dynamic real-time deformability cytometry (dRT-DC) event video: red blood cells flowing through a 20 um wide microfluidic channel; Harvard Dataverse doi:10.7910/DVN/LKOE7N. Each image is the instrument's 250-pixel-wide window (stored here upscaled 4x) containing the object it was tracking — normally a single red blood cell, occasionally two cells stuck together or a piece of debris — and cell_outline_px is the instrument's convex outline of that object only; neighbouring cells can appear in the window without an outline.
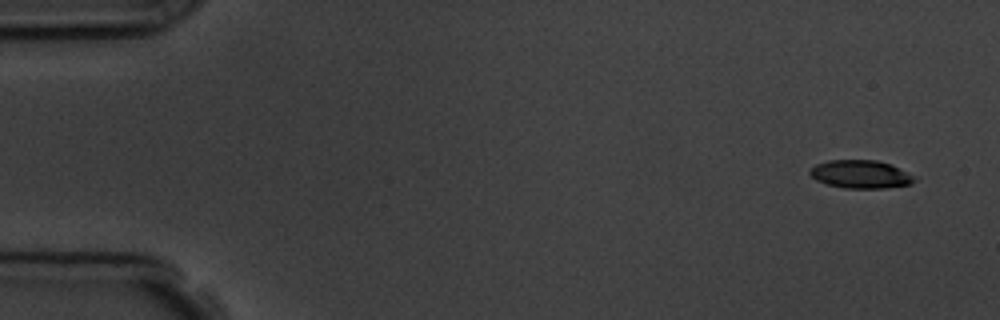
{"species": "common noctule bat (a hibernating species)", "species_latin": "Nyctalus noctula", "temperature_condition": "room temperature", "stored_images_in_passage": 4, "camera_frame_rate_fps": 3000, "um_per_image_px": 0.085, "animal": {"sex": "male", "body_mass_g": 19.5, "forearm_length_mm": 54.6}, "frame": {"image": 1, "passage_image": 1, "time_ms": 0.0, "image_size_px": [1000, 320], "cell_outline_px": [[916, 180], [912, 184], [884, 188], [844, 188], [824, 184], [816, 180], [808, 172], [816, 164], [828, 160], [876, 160], [892, 164], [912, 176]], "centroid_in_image_um": [73.12, 14.81], "position_along_channel_um": 11.9, "area_um2": 17.11}}
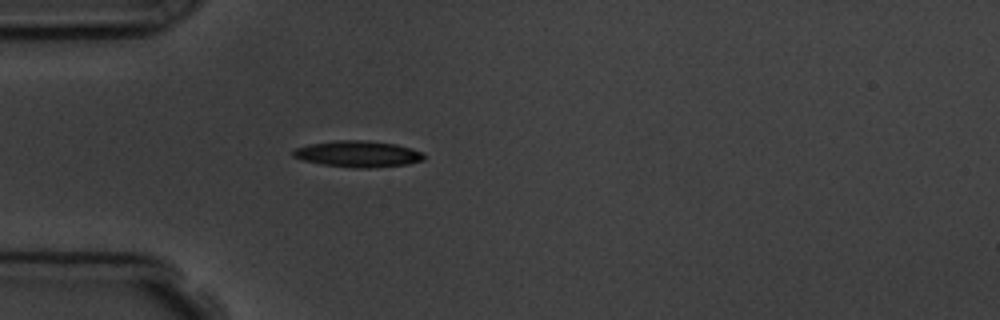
{"frame": {"image": 2, "passage_image": 4, "time_ms": 4.333, "image_size_px": [1000, 320], "cell_outline_px": [[424, 160], [408, 164], [368, 168], [356, 168], [320, 164], [304, 160], [292, 156], [292, 152], [296, 148], [308, 144], [336, 140], [368, 140], [396, 144], [412, 148], [420, 152], [424, 156]], "centroid_in_image_um": [30.42, 13.08], "position_along_channel_um": 54.6, "area_um2": 20.06}}